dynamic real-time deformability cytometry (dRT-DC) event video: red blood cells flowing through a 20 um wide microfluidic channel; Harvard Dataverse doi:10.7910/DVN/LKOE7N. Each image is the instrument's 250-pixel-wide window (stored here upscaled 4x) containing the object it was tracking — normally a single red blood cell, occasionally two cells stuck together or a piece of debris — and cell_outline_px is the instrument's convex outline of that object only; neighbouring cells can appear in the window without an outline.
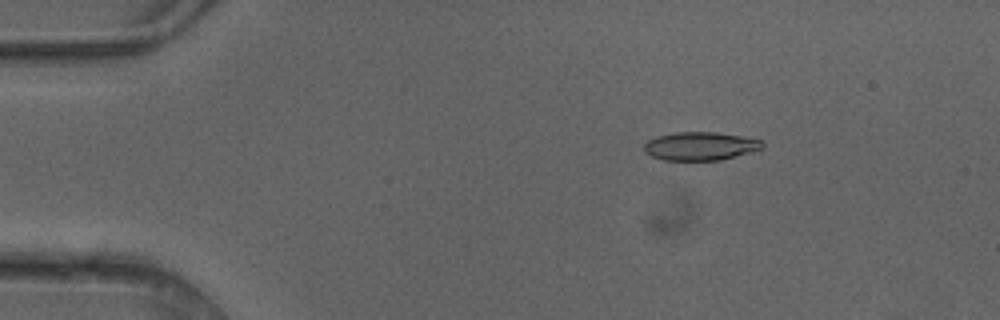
{"species": "common noctule bat (a hibernating species)", "species_latin": "Nyctalus noctula", "temperature_condition": "cold", "stored_images_in_passage": 4, "camera_frame_rate_fps": 3000, "um_per_image_px": 0.085, "animal": {"sex": "female"}, "frame": {"image": 1, "passage_image": 2, "time_ms": 0.333, "image_size_px": [1000, 320], "cell_outline_px": [[764, 144], [760, 148], [752, 152], [720, 160], [664, 160], [652, 156], [644, 152], [644, 144], [648, 140], [656, 136], [676, 132], [716, 132], [764, 140]], "centroid_in_image_um": [59.52, 12.42], "position_along_channel_um": 25.5, "area_um2": 19.54}}
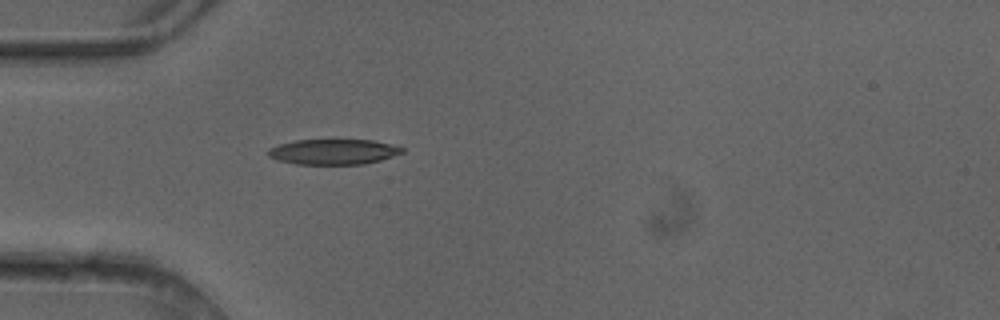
{"frame": {"image": 2, "passage_image": 4, "time_ms": 1.0, "image_size_px": [1000, 320], "cell_outline_px": [[404, 152], [380, 160], [364, 164], [296, 164], [280, 160], [268, 156], [268, 148], [280, 144], [296, 140], [372, 140], [404, 148]], "centroid_in_image_um": [28.33, 12.9], "position_along_channel_um": 56.7, "area_um2": 19.54}}